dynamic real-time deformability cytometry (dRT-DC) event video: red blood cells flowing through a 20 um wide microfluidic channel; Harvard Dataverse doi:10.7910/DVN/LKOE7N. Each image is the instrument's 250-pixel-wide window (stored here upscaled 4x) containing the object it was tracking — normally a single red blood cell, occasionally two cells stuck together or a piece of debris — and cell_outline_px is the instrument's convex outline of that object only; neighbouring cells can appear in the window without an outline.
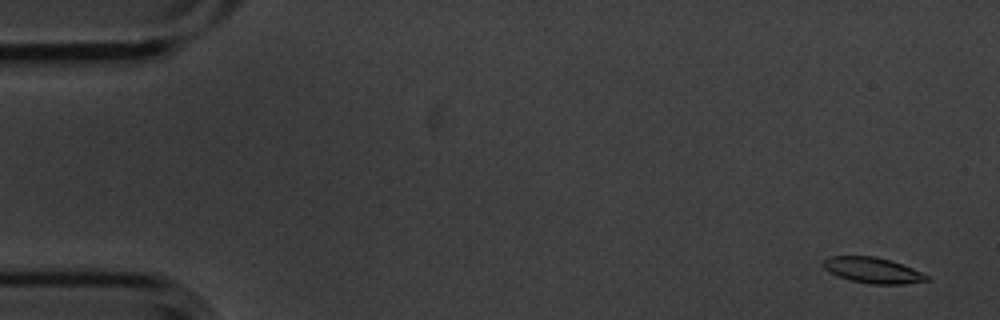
{"species": "common noctule bat (a hibernating species)", "species_latin": "Nyctalus noctula", "temperature_condition": "cold", "stored_images_in_passage": 5, "camera_frame_rate_fps": 3000, "um_per_image_px": 0.085, "animal": {"sex": "male", "body_mass_g": 20.1, "forearm_length_mm": 53.5}, "frame": {"image": 1, "passage_image": 1, "time_ms": 0.0, "image_size_px": [1000, 320], "cell_outline_px": [[928, 280], [904, 284], [872, 284], [852, 280], [840, 276], [824, 268], [824, 260], [828, 256], [876, 256], [892, 260], [912, 268], [928, 276]], "centroid_in_image_um": [74.2, 22.96], "position_along_channel_um": 10.8, "area_um2": 15.2}}